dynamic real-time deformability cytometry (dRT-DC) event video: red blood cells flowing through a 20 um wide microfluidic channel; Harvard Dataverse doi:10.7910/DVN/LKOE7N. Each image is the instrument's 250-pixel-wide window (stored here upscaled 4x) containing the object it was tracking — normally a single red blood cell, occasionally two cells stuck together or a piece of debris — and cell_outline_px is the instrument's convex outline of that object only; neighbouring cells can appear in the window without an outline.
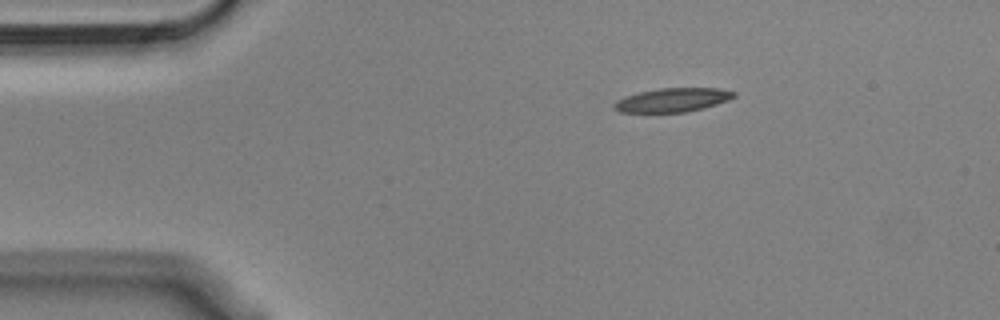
{"species": "Egyptian fruit bat (a non-hibernating species)", "species_latin": "Rousettus aegyptiacus", "temperature_condition": "cold", "stored_images_in_passage": 47, "camera_frame_rate_fps": 3000, "um_per_image_px": 0.085, "animal": {"sex": "male"}, "frame": {"image": 1, "passage_image": 1, "time_ms": 0.0, "image_size_px": [1000, 320], "cell_outline_px": [[736, 96], [728, 100], [704, 108], [684, 112], [620, 112], [612, 108], [612, 104], [616, 100], [624, 96], [640, 92], [660, 88], [720, 88], [736, 92]], "centroid_in_image_um": [57.15, 8.49], "position_along_channel_um": 27.9, "area_um2": 16.7}}
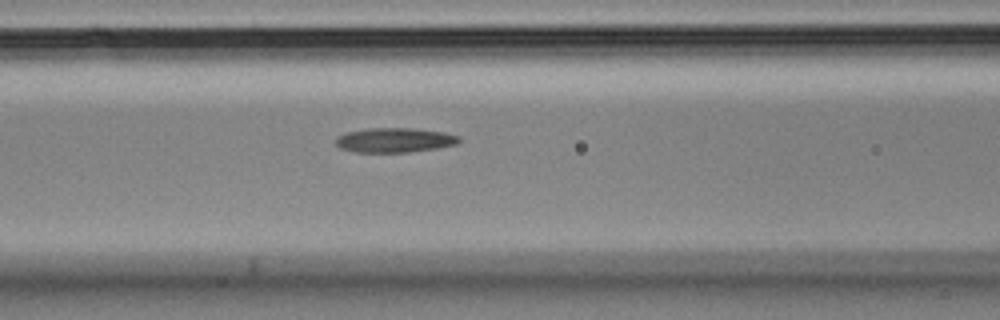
{"frame": {"image": 2, "passage_image": 14, "time_ms": 4.333, "image_size_px": [1000, 320], "cell_outline_px": [[460, 140], [456, 144], [436, 148], [408, 152], [356, 152], [340, 148], [336, 144], [336, 136], [344, 132], [368, 128], [412, 128], [444, 132], [460, 136]], "centroid_in_image_um": [33.51, 11.9], "position_along_channel_um": 133.1, "area_um2": 17.69}}
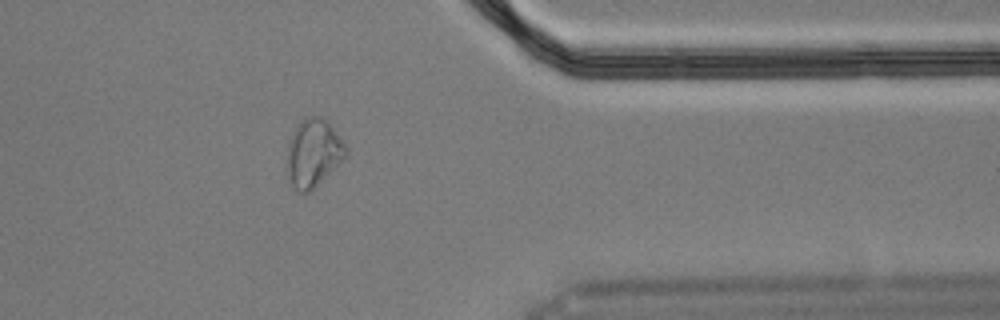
{"frame": {"image": 3, "passage_image": 36, "time_ms": 11.667, "image_size_px": [1000, 320], "cell_outline_px": [[348, 152], [308, 192], [300, 192], [288, 180], [284, 168], [288, 144], [292, 132], [300, 120], [308, 116], [324, 116], [348, 148]], "centroid_in_image_um": [26.56, 12.95], "position_along_channel_um": 384.8, "area_um2": 23.06}, "authors_computed_cell_mechanics": {"area_um2": 17.7446, "velocity_mm_per_s": 3.6264, "shape_relaxation_time_tau1_ms": null, "shape_relaxation_time_tau2_ms": 6.2342, "deformation_change_tau1": null, "deformation_change_tau2": 0.1673}}